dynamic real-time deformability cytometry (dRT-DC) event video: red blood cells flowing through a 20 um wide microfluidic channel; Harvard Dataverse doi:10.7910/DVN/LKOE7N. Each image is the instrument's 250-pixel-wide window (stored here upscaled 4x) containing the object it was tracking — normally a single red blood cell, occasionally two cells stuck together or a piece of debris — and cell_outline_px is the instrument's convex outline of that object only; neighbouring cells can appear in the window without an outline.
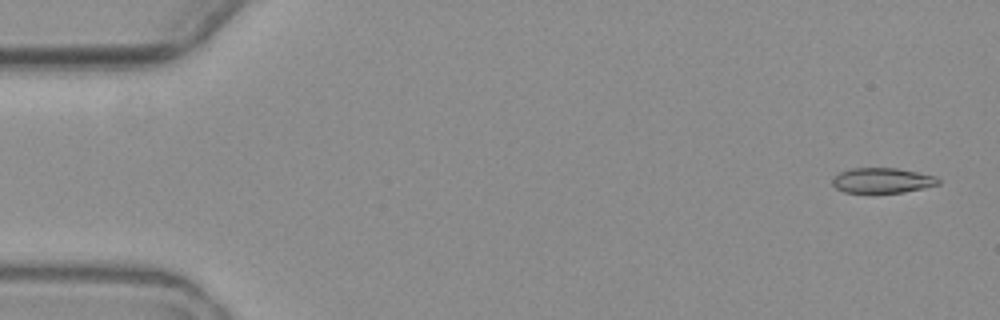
{"species": "common noctule bat (a hibernating species)", "species_latin": "Nyctalus noctula", "temperature_condition": "warm", "stored_images_in_passage": 5, "camera_frame_rate_fps": 3000, "um_per_image_px": 0.085, "animal": {"sex": "female", "body_mass_g": 19.3, "forearm_length_mm": 54.1}, "frame": {"image": 1, "passage_image": 1, "time_ms": 0.0, "image_size_px": [1000, 320], "cell_outline_px": [[940, 184], [924, 188], [904, 192], [844, 192], [836, 188], [832, 184], [832, 180], [840, 172], [852, 168], [896, 168], [936, 176], [940, 180]], "centroid_in_image_um": [75.01, 15.33], "position_along_channel_um": 10.0, "area_um2": 15.37}}
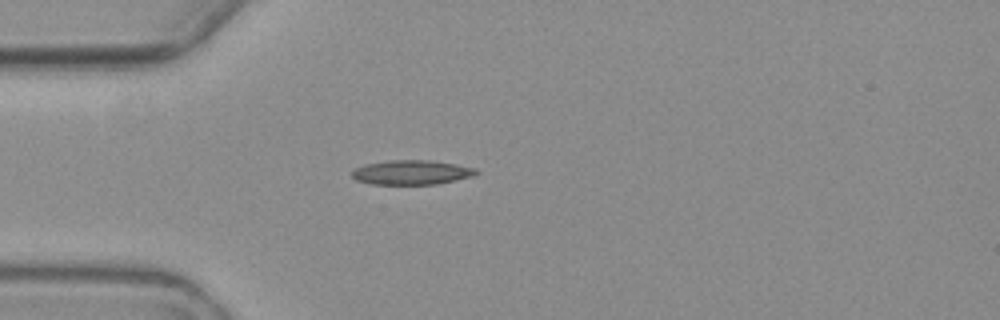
{"frame": {"image": 2, "passage_image": 4, "time_ms": 4.667, "image_size_px": [1000, 320], "cell_outline_px": [[480, 172], [472, 176], [436, 184], [372, 184], [356, 180], [352, 176], [352, 172], [356, 168], [364, 164], [388, 160], [428, 160], [456, 164], [476, 168]], "centroid_in_image_um": [34.98, 14.64], "position_along_channel_um": 50.0, "area_um2": 17.63}}